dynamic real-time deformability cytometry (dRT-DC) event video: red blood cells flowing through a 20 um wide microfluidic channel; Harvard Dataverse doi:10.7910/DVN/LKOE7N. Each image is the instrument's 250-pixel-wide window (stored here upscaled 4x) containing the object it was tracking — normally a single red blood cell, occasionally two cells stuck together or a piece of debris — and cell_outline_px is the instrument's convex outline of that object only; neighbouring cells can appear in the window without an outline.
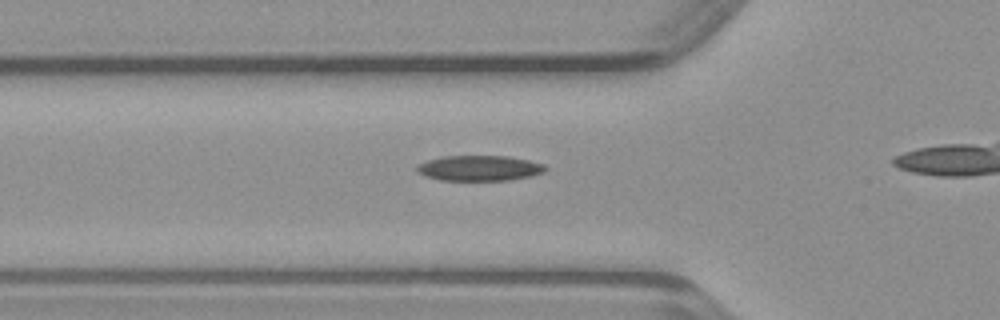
{"species": "common noctule bat (a hibernating species)", "species_latin": "Nyctalus noctula", "temperature_condition": "warm", "stored_images_in_passage": 30, "camera_frame_rate_fps": 3000, "um_per_image_px": 0.085, "animal": {"sex": "male", "body_mass_g": 23.1, "forearm_length_mm": 52.7}, "frame": {"image": 1, "passage_image": 8, "time_ms": 2.333, "image_size_px": [1000, 320], "cell_outline_px": [[548, 168], [544, 172], [532, 176], [508, 180], [440, 180], [424, 176], [416, 172], [416, 164], [428, 160], [444, 156], [508, 156], [528, 160], [544, 164]], "centroid_in_image_um": [40.73, 14.29], "position_along_channel_um": 85.1, "area_um2": 19.13}}
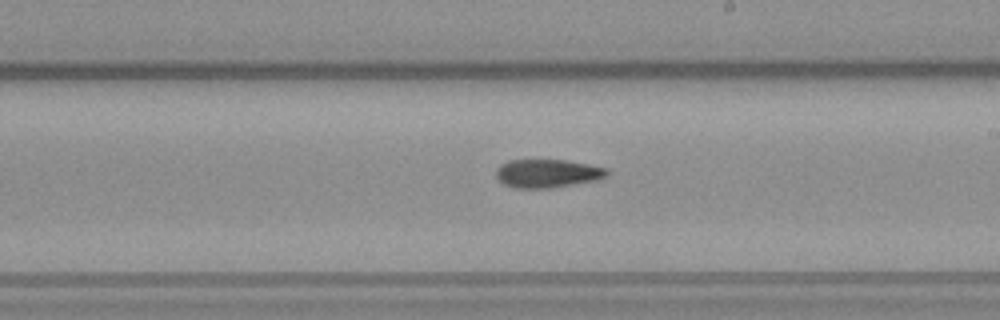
{"frame": {"image": 2, "passage_image": 19, "time_ms": 6.0, "image_size_px": [1000, 320], "cell_outline_px": [[608, 176], [596, 180], [552, 188], [512, 188], [504, 184], [496, 176], [496, 168], [500, 164], [508, 160], [564, 160], [588, 164], [608, 168]], "centroid_in_image_um": [46.52, 14.74], "position_along_channel_um": 242.5, "area_um2": 18.44}}
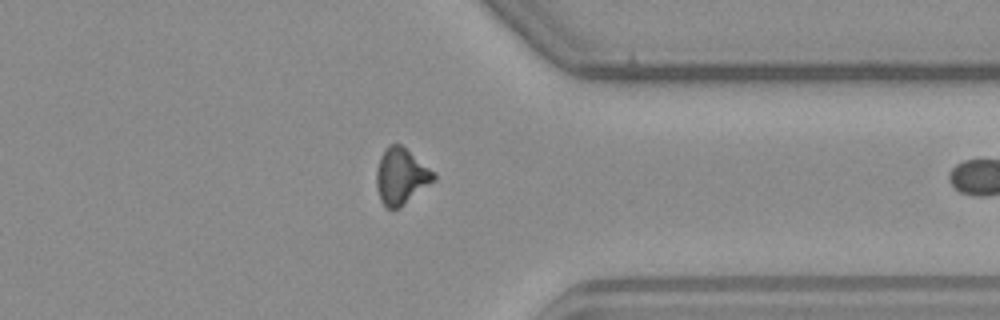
{"frame": {"image": 3, "passage_image": 29, "time_ms": 9.333, "image_size_px": [1000, 320], "cell_outline_px": [[436, 180], [400, 208], [384, 208], [380, 200], [376, 184], [376, 168], [380, 156], [388, 144], [400, 144], [436, 172]], "centroid_in_image_um": [34.1, 14.99], "position_along_channel_um": 377.3, "area_um2": 19.02}}